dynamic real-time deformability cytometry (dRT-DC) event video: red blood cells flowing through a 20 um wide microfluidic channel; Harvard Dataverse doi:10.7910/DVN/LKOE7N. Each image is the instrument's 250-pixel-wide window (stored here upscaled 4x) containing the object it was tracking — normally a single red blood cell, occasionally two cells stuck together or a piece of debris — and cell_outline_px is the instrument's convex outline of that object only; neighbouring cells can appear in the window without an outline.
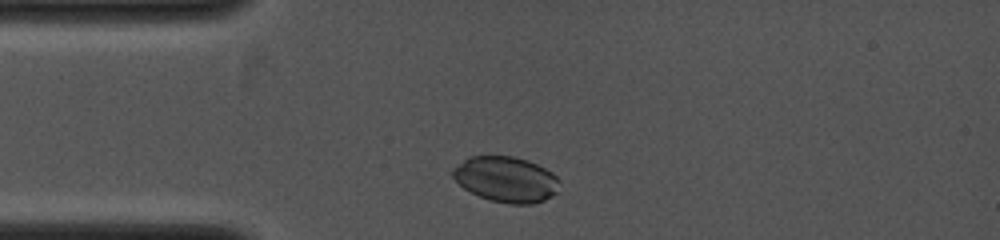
{"species": "common noctule bat (a hibernating species)", "species_latin": "Nyctalus noctula", "temperature_condition": "cold", "stored_images_in_passage": 16, "camera_frame_rate_fps": 4000, "um_per_image_px": 0.085, "animal": {"sex": "female", "body_mass_g": 19.0, "forearm_length_mm": 53.3}, "frame": {"image": 1, "passage_image": 1, "time_ms": 0.0, "image_size_px": [1000, 240], "cell_outline_px": [[560, 180], [556, 192], [552, 196], [544, 200], [532, 204], [508, 204], [492, 200], [480, 196], [464, 188], [452, 176], [452, 168], [468, 156], [512, 156], [528, 160], [552, 172]], "centroid_in_image_um": [43.01, 15.23], "position_along_channel_um": 42.0, "area_um2": 28.26}}
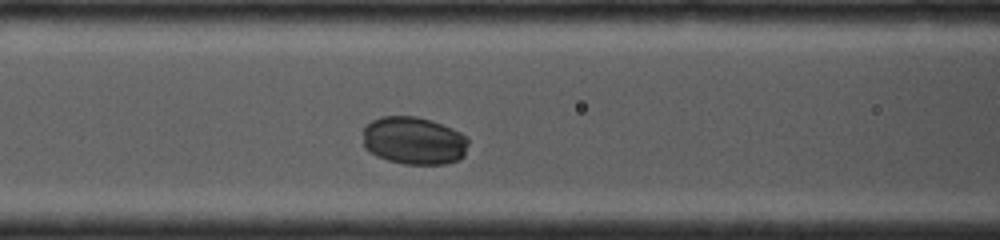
{"frame": {"image": 2, "passage_image": 5, "time_ms": 2.0, "image_size_px": [1000, 240], "cell_outline_px": [[468, 144], [464, 156], [456, 160], [444, 164], [404, 164], [388, 160], [376, 156], [368, 152], [364, 148], [364, 128], [372, 120], [380, 116], [416, 116], [432, 120], [452, 128], [460, 132], [468, 140]], "centroid_in_image_um": [35.16, 11.95], "position_along_channel_um": 131.4, "area_um2": 29.48}}
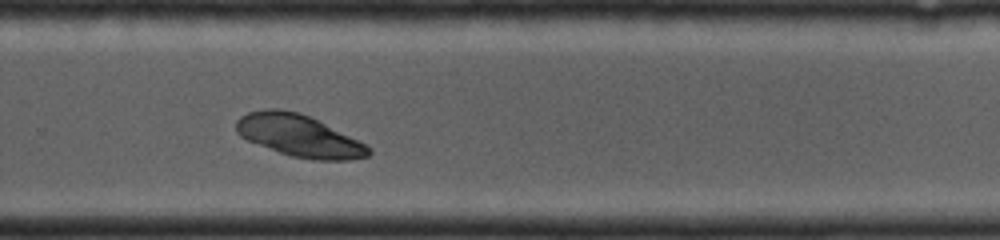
{"frame": {"image": 3, "passage_image": 12, "time_ms": 5.25, "image_size_px": [1000, 240], "cell_outline_px": [[372, 152], [368, 156], [348, 160], [312, 160], [292, 156], [280, 152], [248, 140], [240, 136], [236, 132], [236, 120], [240, 116], [248, 112], [264, 108], [280, 108], [300, 112], [372, 148]], "centroid_in_image_um": [25.37, 11.53], "position_along_channel_um": 304.4, "area_um2": 31.96}}